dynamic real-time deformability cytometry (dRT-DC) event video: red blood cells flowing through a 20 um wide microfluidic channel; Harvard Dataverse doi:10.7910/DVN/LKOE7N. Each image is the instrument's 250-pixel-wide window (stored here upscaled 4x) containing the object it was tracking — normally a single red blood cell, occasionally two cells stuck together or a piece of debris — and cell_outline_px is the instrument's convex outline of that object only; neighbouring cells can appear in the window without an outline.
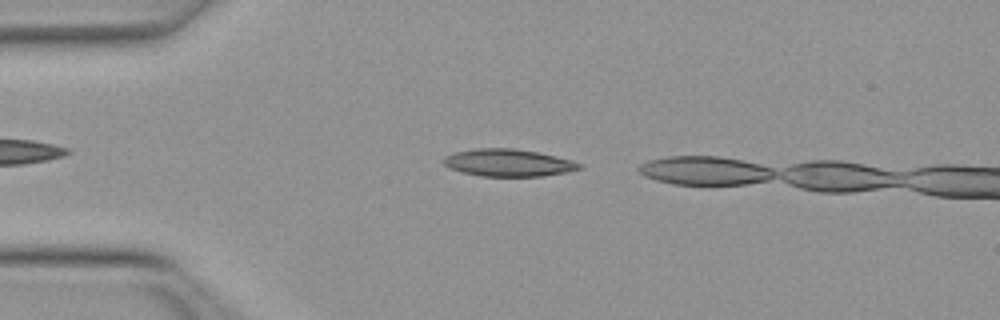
{"species": "Egyptian fruit bat (a non-hibernating species)", "species_latin": "Rousettus aegyptiacus", "temperature_condition": "warm", "stored_images_in_passage": 4, "camera_frame_rate_fps": 3000, "um_per_image_px": 0.085, "animal": {"sex": "female"}, "frame": {"image": 1, "passage_image": 2, "time_ms": 0.333, "image_size_px": [1000, 320], "cell_outline_px": [[584, 168], [568, 172], [544, 176], [480, 176], [460, 172], [448, 168], [440, 160], [444, 156], [456, 152], [476, 148], [516, 148], [540, 152], [572, 160], [580, 164]], "centroid_in_image_um": [43.19, 13.83], "position_along_channel_um": 41.8, "area_um2": 21.96}}